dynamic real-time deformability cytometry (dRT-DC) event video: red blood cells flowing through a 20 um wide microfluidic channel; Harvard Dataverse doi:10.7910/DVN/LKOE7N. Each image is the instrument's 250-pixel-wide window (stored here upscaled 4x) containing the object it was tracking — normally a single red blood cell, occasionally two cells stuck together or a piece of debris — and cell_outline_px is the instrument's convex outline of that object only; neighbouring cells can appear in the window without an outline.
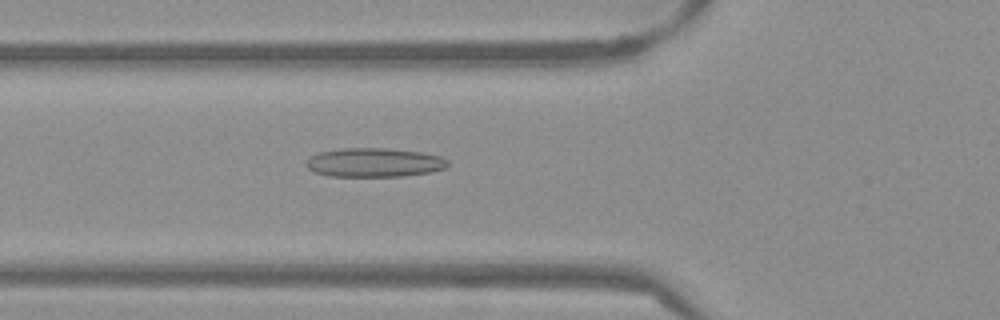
{"species": "Egyptian fruit bat (a non-hibernating species)", "species_latin": "Rousettus aegyptiacus", "temperature_condition": "warm", "stored_images_in_passage": 53, "camera_frame_rate_fps": 3000, "um_per_image_px": 0.085, "frame": {"image": 1, "passage_image": 19, "time_ms": 6.0, "image_size_px": [1000, 320], "cell_outline_px": [[448, 164], [444, 168], [432, 172], [400, 176], [328, 176], [316, 172], [308, 168], [304, 164], [308, 156], [320, 152], [344, 148], [388, 148], [424, 152], [440, 156], [448, 160]], "centroid_in_image_um": [31.8, 13.8], "position_along_channel_um": 94.0, "area_um2": 24.04}}
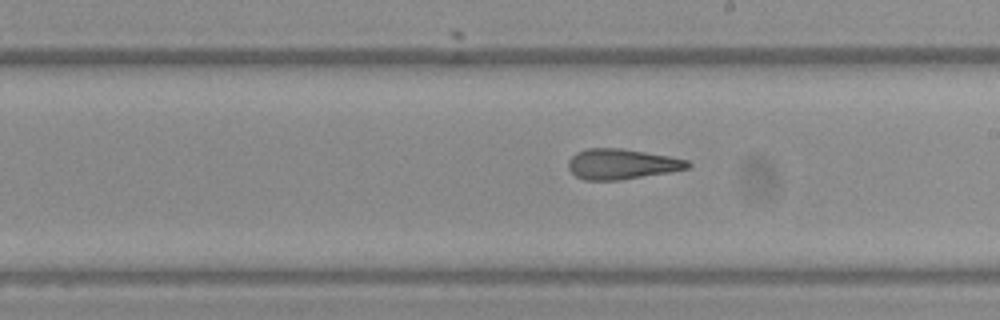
{"frame": {"image": 2, "passage_image": 30, "time_ms": 9.667, "image_size_px": [1000, 320], "cell_outline_px": [[692, 164], [688, 168], [672, 172], [620, 180], [584, 180], [576, 176], [568, 168], [568, 160], [576, 152], [588, 148], [620, 148], [668, 156], [688, 160]], "centroid_in_image_um": [52.84, 13.95], "position_along_channel_um": 236.2, "area_um2": 21.15}}
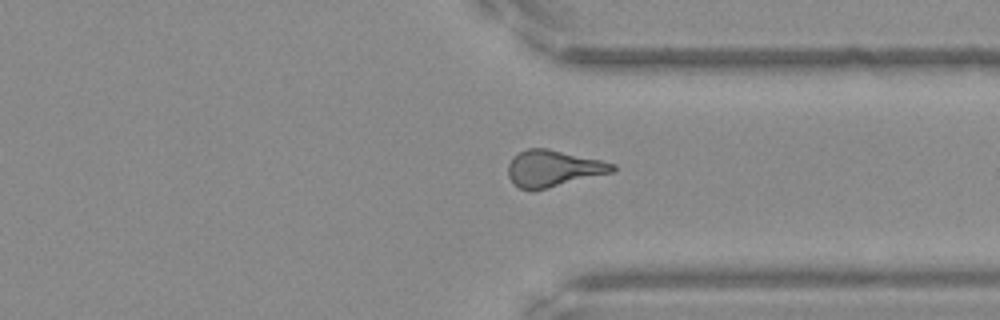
{"frame": {"image": 3, "passage_image": 40, "time_ms": 13.0, "image_size_px": [1000, 320], "cell_outline_px": [[616, 172], [532, 192], [520, 188], [508, 176], [508, 164], [512, 156], [528, 148], [548, 148], [600, 160], [616, 164]], "centroid_in_image_um": [47.05, 14.33], "position_along_channel_um": 364.4, "area_um2": 22.54}, "authors_computed_cell_mechanics": {"area_um2": 22.3686, "velocity_mm_per_s": 3.8567, "shape_relaxation_time_tau1_ms": null, "shape_relaxation_time_tau2_ms": 2.2699, "deformation_change_tau1": null, "deformation_change_tau2": 0.1246}}